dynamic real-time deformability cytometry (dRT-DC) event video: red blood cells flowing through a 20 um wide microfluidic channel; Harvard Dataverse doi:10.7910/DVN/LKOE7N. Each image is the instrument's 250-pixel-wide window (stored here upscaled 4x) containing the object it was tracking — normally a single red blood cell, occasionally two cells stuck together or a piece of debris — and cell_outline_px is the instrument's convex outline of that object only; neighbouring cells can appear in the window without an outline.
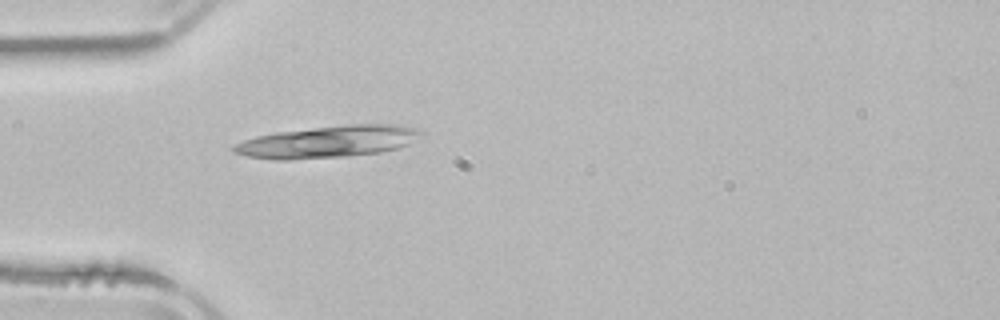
{"species": "common noctule bat (a hibernating species)", "species_latin": "Nyctalus noctula", "temperature_condition": "room temperature", "stored_images_in_passage": 2, "camera_frame_rate_fps": 3000, "um_per_image_px": 0.085, "animal": {"sex": "male", "body_mass_g": 21.5, "forearm_length_mm": 52.0}, "frame": {"image": 1, "passage_image": 2, "time_ms": 2.667, "image_size_px": [1000, 320], "cell_outline_px": [[424, 132], [408, 144], [396, 148], [380, 152], [348, 156], [288, 160], [272, 160], [248, 156], [232, 152], [232, 148], [236, 144], [244, 140], [256, 136], [276, 132], [344, 124], [400, 124], [416, 128]], "centroid_in_image_um": [27.86, 12.04], "position_along_channel_um": 57.1, "area_um2": 34.85}}